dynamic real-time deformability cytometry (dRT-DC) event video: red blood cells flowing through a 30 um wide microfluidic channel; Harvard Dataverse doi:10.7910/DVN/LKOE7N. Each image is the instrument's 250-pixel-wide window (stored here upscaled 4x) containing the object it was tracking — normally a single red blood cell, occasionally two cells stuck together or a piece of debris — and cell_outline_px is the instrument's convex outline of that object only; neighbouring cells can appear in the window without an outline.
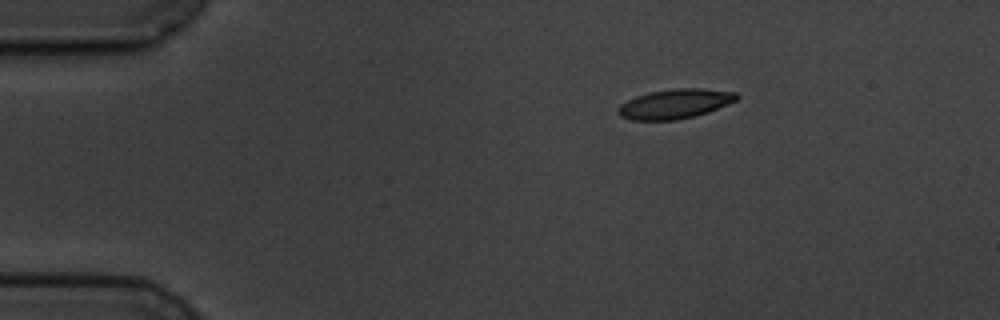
{"species": "common noctule bat (a hibernating species)", "species_latin": "Nyctalus noctula", "temperature_condition": "cold", "stored_images_in_passage": 3, "camera_frame_rate_fps": 3000, "um_per_image_px": 0.085, "animal": {"sex": "male", "body_mass_g": 19.5, "forearm_length_mm": 54.6}, "frame": {"image": 1, "passage_image": 1, "time_ms": 0.0, "image_size_px": [1000, 320], "cell_outline_px": [[740, 96], [736, 100], [728, 104], [708, 112], [696, 116], [676, 120], [632, 120], [620, 116], [616, 112], [616, 108], [620, 104], [636, 96], [648, 92], [676, 88], [700, 88], [736, 92]], "centroid_in_image_um": [57.35, 8.83], "position_along_channel_um": 27.6, "area_um2": 20.58}}
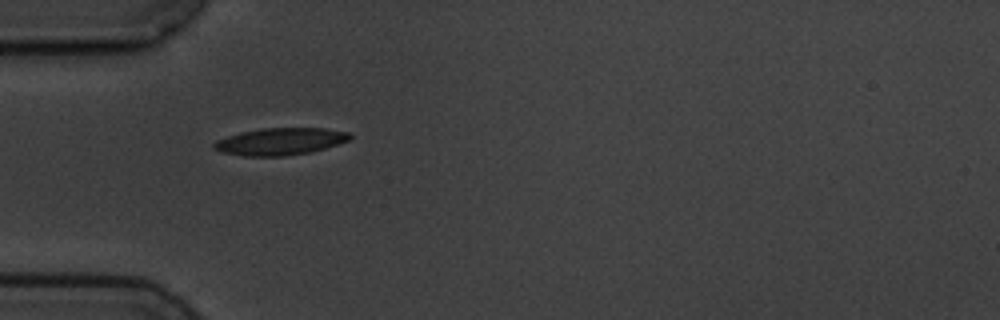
{"frame": {"image": 2, "passage_image": 3, "time_ms": 2.667, "image_size_px": [1000, 320], "cell_outline_px": [[352, 140], [324, 148], [308, 152], [284, 156], [244, 156], [220, 152], [212, 148], [212, 144], [216, 140], [240, 132], [260, 128], [324, 128], [348, 132], [352, 136]], "centroid_in_image_um": [23.79, 12.02], "position_along_channel_um": 61.2, "area_um2": 21.56}}